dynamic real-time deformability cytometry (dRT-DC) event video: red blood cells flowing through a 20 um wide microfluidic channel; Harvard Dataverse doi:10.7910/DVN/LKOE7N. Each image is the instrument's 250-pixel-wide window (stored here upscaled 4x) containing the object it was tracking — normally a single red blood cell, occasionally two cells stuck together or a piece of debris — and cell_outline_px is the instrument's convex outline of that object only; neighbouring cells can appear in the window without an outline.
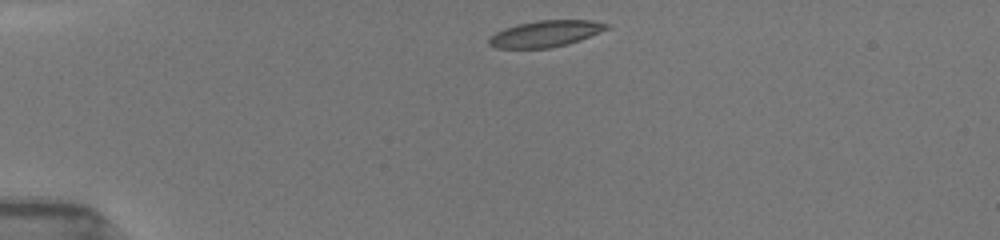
{"species": "common noctule bat (a hibernating species)", "species_latin": "Nyctalus noctula", "temperature_condition": "room temperature", "stored_images_in_passage": 32, "camera_frame_rate_fps": 3000, "um_per_image_px": 0.085, "animal": {"sex": "female", "body_mass_g": 19.5, "forearm_length_mm": 54.1}, "frame": {"image": 1, "passage_image": 1, "time_ms": 0.0, "image_size_px": [1000, 240], "cell_outline_px": [[608, 28], [600, 32], [580, 40], [568, 44], [548, 48], [496, 48], [488, 44], [488, 36], [504, 28], [516, 24], [536, 20], [592, 20], [608, 24]], "centroid_in_image_um": [46.32, 2.86], "position_along_channel_um": 38.7, "area_um2": 18.15}}
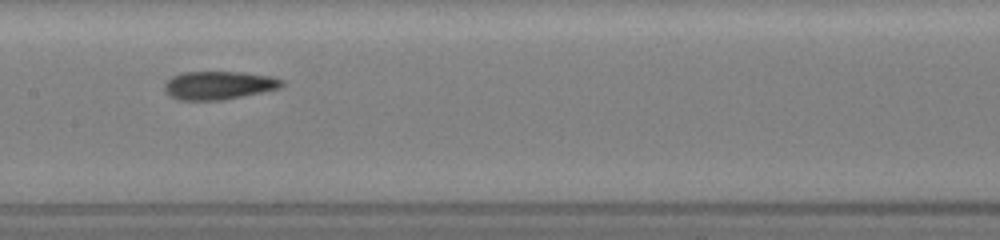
{"frame": {"image": 2, "passage_image": 13, "time_ms": 4.0, "image_size_px": [1000, 240], "cell_outline_px": [[284, 84], [280, 88], [224, 100], [180, 100], [168, 96], [164, 92], [164, 84], [172, 76], [184, 72], [244, 72], [272, 76], [284, 80]], "centroid_in_image_um": [18.58, 7.25], "position_along_channel_um": 188.8, "area_um2": 19.54}}
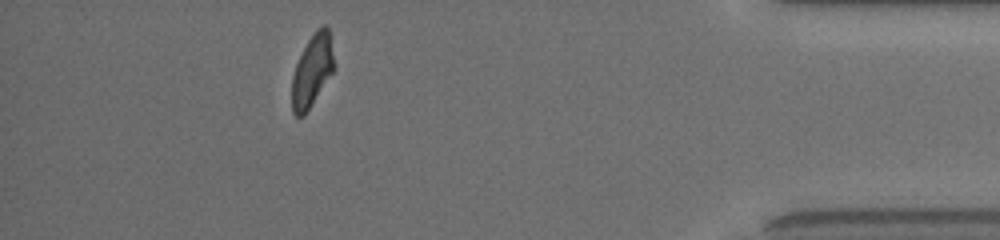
{"frame": {"image": 3, "passage_image": 28, "time_ms": 9.0, "image_size_px": [1000, 240], "cell_outline_px": [[336, 68], [304, 116], [296, 116], [292, 112], [292, 76], [296, 64], [308, 40], [316, 28], [324, 24], [328, 28]], "centroid_in_image_um": [26.55, 6.0], "position_along_channel_um": 408.7, "area_um2": 17.74}}